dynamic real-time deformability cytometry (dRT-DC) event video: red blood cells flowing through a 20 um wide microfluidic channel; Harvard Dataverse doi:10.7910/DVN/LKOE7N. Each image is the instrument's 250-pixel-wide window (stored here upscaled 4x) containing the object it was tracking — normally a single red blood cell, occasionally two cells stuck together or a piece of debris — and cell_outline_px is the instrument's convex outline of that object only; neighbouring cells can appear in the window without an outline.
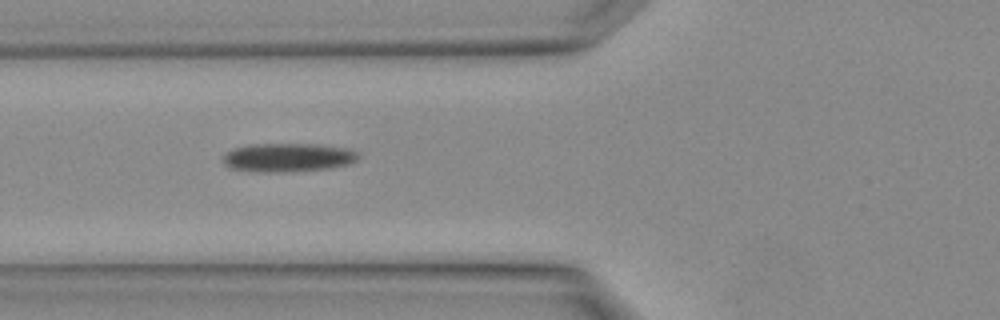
{"species": "Egyptian fruit bat (a non-hibernating species)", "species_latin": "Rousettus aegyptiacus", "temperature_condition": "warm", "stored_images_in_passage": 2, "camera_frame_rate_fps": 3000, "um_per_image_px": 0.085, "animal": {"sex": "female"}, "frame": {"image": 1, "passage_image": 2, "time_ms": 0.333, "image_size_px": [1000, 320], "cell_outline_px": [[360, 156], [356, 160], [348, 164], [328, 168], [272, 172], [232, 168], [224, 164], [224, 152], [232, 148], [248, 144], [316, 144], [352, 148], [360, 152]], "centroid_in_image_um": [24.52, 13.35], "position_along_channel_um": 101.3, "area_um2": 22.48}}